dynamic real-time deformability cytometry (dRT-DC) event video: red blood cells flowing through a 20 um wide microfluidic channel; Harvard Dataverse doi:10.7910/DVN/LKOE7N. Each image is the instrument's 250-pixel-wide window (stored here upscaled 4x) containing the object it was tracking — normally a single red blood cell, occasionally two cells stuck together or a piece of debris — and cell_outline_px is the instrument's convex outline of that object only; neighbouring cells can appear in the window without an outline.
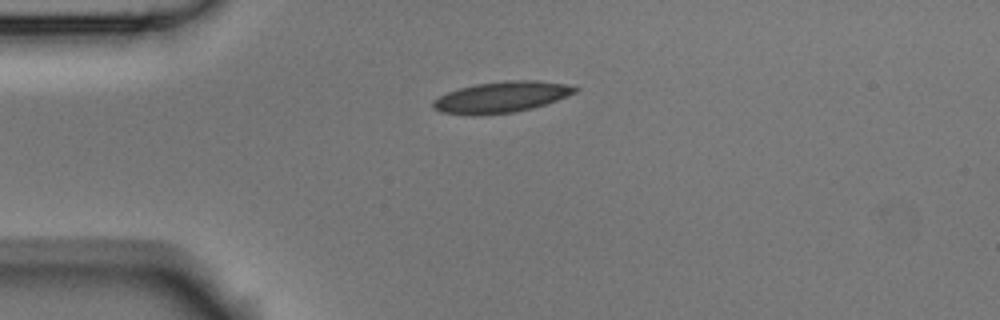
{"species": "Egyptian fruit bat (a non-hibernating species)", "species_latin": "Rousettus aegyptiacus", "temperature_condition": "room temperature", "stored_images_in_passage": 5, "camera_frame_rate_fps": 3000, "um_per_image_px": 0.085, "animal": {"sex": "male"}, "frame": {"image": 1, "passage_image": 1, "time_ms": 0.0, "image_size_px": [1000, 320], "cell_outline_px": [[580, 88], [576, 92], [556, 100], [532, 108], [512, 112], [440, 112], [432, 108], [432, 100], [448, 92], [460, 88], [476, 84], [504, 80], [536, 80], [564, 84]], "centroid_in_image_um": [42.66, 8.2], "position_along_channel_um": 42.3, "area_um2": 24.57}}
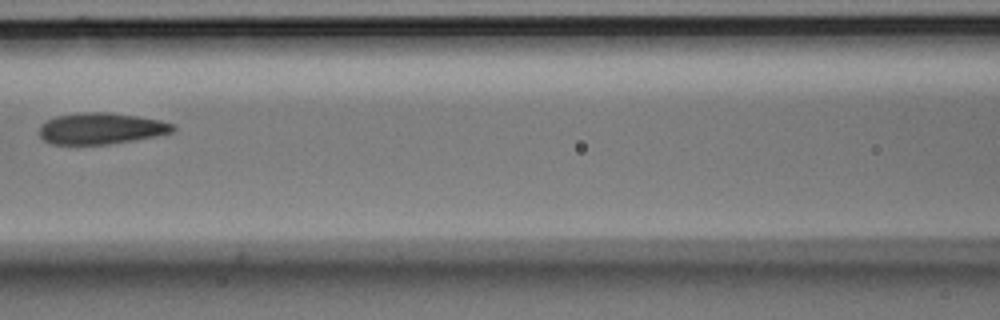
{"frame": {"image": 2, "passage_image": 4, "time_ms": 1.0, "image_size_px": [1000, 320], "cell_outline_px": [[176, 128], [172, 132], [156, 136], [108, 144], [52, 144], [44, 140], [40, 136], [40, 124], [56, 116], [80, 112], [108, 112], [136, 116], [160, 120], [176, 124]], "centroid_in_image_um": [8.6, 10.91], "position_along_channel_um": 158.0, "area_um2": 24.33}}
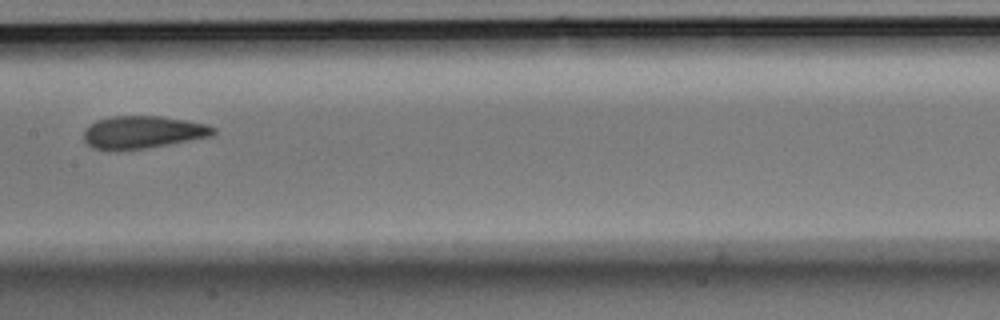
{"frame": {"image": 3, "passage_image": 5, "time_ms": 1.333, "image_size_px": [1000, 320], "cell_outline_px": [[216, 132], [212, 136], [144, 148], [120, 152], [112, 152], [92, 148], [84, 140], [84, 132], [96, 120], [112, 116], [160, 116], [208, 124], [216, 128]], "centroid_in_image_um": [12.11, 11.26], "position_along_channel_um": 195.3, "area_um2": 24.74}}